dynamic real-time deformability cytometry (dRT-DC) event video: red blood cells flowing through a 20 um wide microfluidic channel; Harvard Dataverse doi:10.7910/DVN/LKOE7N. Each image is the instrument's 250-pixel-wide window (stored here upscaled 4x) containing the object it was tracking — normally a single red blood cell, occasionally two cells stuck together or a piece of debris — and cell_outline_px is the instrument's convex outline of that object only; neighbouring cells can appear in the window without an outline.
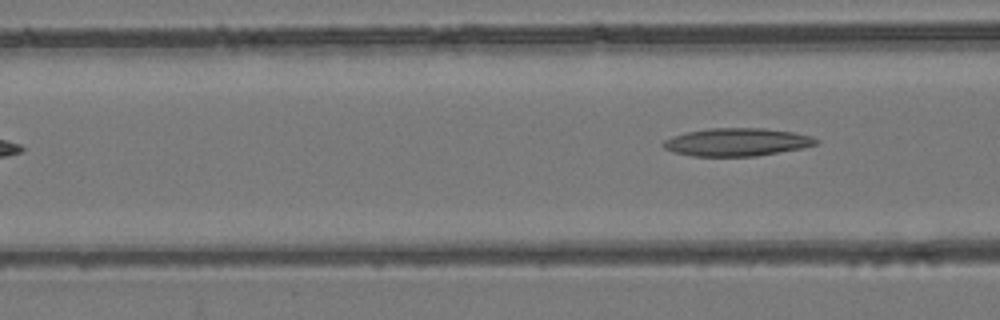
{"species": "common noctule bat (a hibernating species)", "species_latin": "Nyctalus noctula", "temperature_condition": "room temperature", "stored_images_in_passage": 4, "camera_frame_rate_fps": 3000, "um_per_image_px": 0.085, "animal": {"sex": "female", "body_mass_g": 24.6, "forearm_length_mm": 56.2}, "frame": {"image": 1, "passage_image": 4, "time_ms": 1.0, "image_size_px": [1000, 320], "cell_outline_px": [[820, 144], [804, 148], [756, 156], [692, 156], [672, 152], [664, 148], [660, 144], [664, 140], [672, 136], [684, 132], [708, 128], [764, 128], [792, 132], [812, 136], [820, 140]], "centroid_in_image_um": [62.64, 12.08], "position_along_channel_um": 104.0, "area_um2": 25.2}}